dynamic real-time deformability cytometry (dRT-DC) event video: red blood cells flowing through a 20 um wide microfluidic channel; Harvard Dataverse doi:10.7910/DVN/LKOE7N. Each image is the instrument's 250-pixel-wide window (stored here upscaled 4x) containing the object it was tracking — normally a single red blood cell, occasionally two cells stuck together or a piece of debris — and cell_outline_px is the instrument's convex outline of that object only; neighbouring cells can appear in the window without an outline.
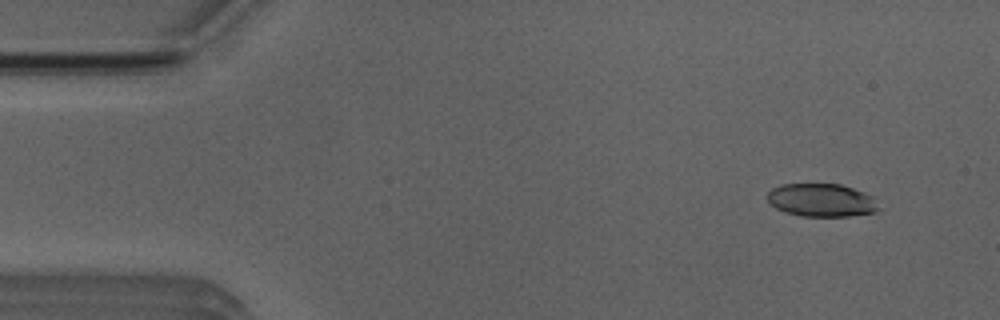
{"species": "Egyptian fruit bat (a non-hibernating species)", "species_latin": "Rousettus aegyptiacus", "temperature_condition": "room temperature", "stored_images_in_passage": 4, "camera_frame_rate_fps": 3000, "um_per_image_px": 0.085, "animal": {"sex": "male"}, "frame": {"image": 1, "passage_image": 2, "time_ms": 1.0, "image_size_px": [1000, 320], "cell_outline_px": [[880, 208], [876, 212], [848, 216], [800, 216], [784, 212], [776, 208], [768, 200], [768, 192], [772, 188], [780, 184], [840, 184], [864, 192], [872, 196]], "centroid_in_image_um": [69.83, 17.01], "position_along_channel_um": 15.2, "area_um2": 21.44}}